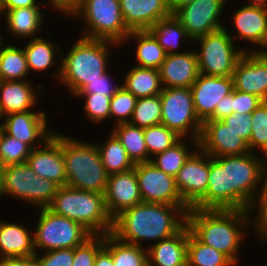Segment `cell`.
I'll use <instances>...</instances> for the list:
<instances>
[{"label":"cell","mask_w":267,"mask_h":266,"mask_svg":"<svg viewBox=\"0 0 267 266\" xmlns=\"http://www.w3.org/2000/svg\"><path fill=\"white\" fill-rule=\"evenodd\" d=\"M111 72L112 71L108 70L99 76L98 79L90 81L77 94L96 93L98 95L112 97L122 85L120 82L121 80L118 81L116 77H113L114 75H112Z\"/></svg>","instance_id":"bcb514c9"},{"label":"cell","mask_w":267,"mask_h":266,"mask_svg":"<svg viewBox=\"0 0 267 266\" xmlns=\"http://www.w3.org/2000/svg\"><path fill=\"white\" fill-rule=\"evenodd\" d=\"M94 266H114L111 252L105 246L97 252Z\"/></svg>","instance_id":"11a10c76"},{"label":"cell","mask_w":267,"mask_h":266,"mask_svg":"<svg viewBox=\"0 0 267 266\" xmlns=\"http://www.w3.org/2000/svg\"><path fill=\"white\" fill-rule=\"evenodd\" d=\"M45 2L48 9L56 11V15L71 19L83 7L85 0H45Z\"/></svg>","instance_id":"f907efd6"},{"label":"cell","mask_w":267,"mask_h":266,"mask_svg":"<svg viewBox=\"0 0 267 266\" xmlns=\"http://www.w3.org/2000/svg\"><path fill=\"white\" fill-rule=\"evenodd\" d=\"M27 163L37 176L47 178L59 187L66 186L61 132L55 131L42 146L32 149Z\"/></svg>","instance_id":"d6986e66"},{"label":"cell","mask_w":267,"mask_h":266,"mask_svg":"<svg viewBox=\"0 0 267 266\" xmlns=\"http://www.w3.org/2000/svg\"><path fill=\"white\" fill-rule=\"evenodd\" d=\"M266 175L267 158L261 154L210 156L206 194L192 208L251 211Z\"/></svg>","instance_id":"6da1fadb"},{"label":"cell","mask_w":267,"mask_h":266,"mask_svg":"<svg viewBox=\"0 0 267 266\" xmlns=\"http://www.w3.org/2000/svg\"><path fill=\"white\" fill-rule=\"evenodd\" d=\"M122 77L121 85L137 99L159 95L163 86L160 71L154 68H141L133 65Z\"/></svg>","instance_id":"4dcf8cb0"},{"label":"cell","mask_w":267,"mask_h":266,"mask_svg":"<svg viewBox=\"0 0 267 266\" xmlns=\"http://www.w3.org/2000/svg\"><path fill=\"white\" fill-rule=\"evenodd\" d=\"M195 0H167V6L171 14H175L180 8L194 2Z\"/></svg>","instance_id":"9f6ffc18"},{"label":"cell","mask_w":267,"mask_h":266,"mask_svg":"<svg viewBox=\"0 0 267 266\" xmlns=\"http://www.w3.org/2000/svg\"><path fill=\"white\" fill-rule=\"evenodd\" d=\"M135 173L143 202L187 205L177 190L175 178L157 168L151 161L135 164Z\"/></svg>","instance_id":"9a60e30c"},{"label":"cell","mask_w":267,"mask_h":266,"mask_svg":"<svg viewBox=\"0 0 267 266\" xmlns=\"http://www.w3.org/2000/svg\"><path fill=\"white\" fill-rule=\"evenodd\" d=\"M235 4V8L231 5V9H229L231 12L227 10L230 17L228 15L226 17L230 19L228 21L226 18L225 22L230 23H225L224 29L237 45L240 41L243 42V45L245 44V46L242 45L244 52H251L260 43L267 26V8ZM237 5L239 7H236Z\"/></svg>","instance_id":"4fadbf2b"},{"label":"cell","mask_w":267,"mask_h":266,"mask_svg":"<svg viewBox=\"0 0 267 266\" xmlns=\"http://www.w3.org/2000/svg\"><path fill=\"white\" fill-rule=\"evenodd\" d=\"M14 112L0 118V128L9 136L26 143L31 149L42 146L56 129L48 124V114L44 110Z\"/></svg>","instance_id":"5bb4252c"},{"label":"cell","mask_w":267,"mask_h":266,"mask_svg":"<svg viewBox=\"0 0 267 266\" xmlns=\"http://www.w3.org/2000/svg\"><path fill=\"white\" fill-rule=\"evenodd\" d=\"M144 139L148 151L149 162L155 155L172 147L181 139V137L160 123L144 128Z\"/></svg>","instance_id":"f35d334b"},{"label":"cell","mask_w":267,"mask_h":266,"mask_svg":"<svg viewBox=\"0 0 267 266\" xmlns=\"http://www.w3.org/2000/svg\"><path fill=\"white\" fill-rule=\"evenodd\" d=\"M233 113V91L223 97L218 103L214 110V113L208 118L211 120H222L226 116Z\"/></svg>","instance_id":"816d5d0a"},{"label":"cell","mask_w":267,"mask_h":266,"mask_svg":"<svg viewBox=\"0 0 267 266\" xmlns=\"http://www.w3.org/2000/svg\"><path fill=\"white\" fill-rule=\"evenodd\" d=\"M0 31H1V33H0V48H1V46L6 42V40L8 39V42H12V41H9L10 39L7 37V36H5V33L3 34L2 33V31H3V28H2V24L0 23ZM6 39H5V38Z\"/></svg>","instance_id":"91938a15"},{"label":"cell","mask_w":267,"mask_h":266,"mask_svg":"<svg viewBox=\"0 0 267 266\" xmlns=\"http://www.w3.org/2000/svg\"><path fill=\"white\" fill-rule=\"evenodd\" d=\"M4 198L3 183H2V167L0 166V199Z\"/></svg>","instance_id":"94428289"},{"label":"cell","mask_w":267,"mask_h":266,"mask_svg":"<svg viewBox=\"0 0 267 266\" xmlns=\"http://www.w3.org/2000/svg\"><path fill=\"white\" fill-rule=\"evenodd\" d=\"M46 34V37L40 36L26 40L25 44L23 45L21 43V45L23 46L26 54L31 77L35 74V72L36 74L39 73V75L43 73L44 75L50 73L48 74L49 77L53 78V80L57 83L61 74V50L63 48L61 47L60 42L57 43L51 40V32L49 33V31H47Z\"/></svg>","instance_id":"ffe728a7"},{"label":"cell","mask_w":267,"mask_h":266,"mask_svg":"<svg viewBox=\"0 0 267 266\" xmlns=\"http://www.w3.org/2000/svg\"><path fill=\"white\" fill-rule=\"evenodd\" d=\"M188 226L147 248L148 266H187Z\"/></svg>","instance_id":"83f0119b"},{"label":"cell","mask_w":267,"mask_h":266,"mask_svg":"<svg viewBox=\"0 0 267 266\" xmlns=\"http://www.w3.org/2000/svg\"><path fill=\"white\" fill-rule=\"evenodd\" d=\"M261 102L262 100L253 94L233 89V112L235 113H252Z\"/></svg>","instance_id":"681fc988"},{"label":"cell","mask_w":267,"mask_h":266,"mask_svg":"<svg viewBox=\"0 0 267 266\" xmlns=\"http://www.w3.org/2000/svg\"><path fill=\"white\" fill-rule=\"evenodd\" d=\"M137 98L123 86L111 97L110 122L112 126L120 123H128L133 115Z\"/></svg>","instance_id":"7bdbcfd3"},{"label":"cell","mask_w":267,"mask_h":266,"mask_svg":"<svg viewBox=\"0 0 267 266\" xmlns=\"http://www.w3.org/2000/svg\"><path fill=\"white\" fill-rule=\"evenodd\" d=\"M34 257L37 266H72L74 248L39 252Z\"/></svg>","instance_id":"7dc6e473"},{"label":"cell","mask_w":267,"mask_h":266,"mask_svg":"<svg viewBox=\"0 0 267 266\" xmlns=\"http://www.w3.org/2000/svg\"><path fill=\"white\" fill-rule=\"evenodd\" d=\"M190 88L197 117L204 122L214 113L217 103L233 91V78L199 73Z\"/></svg>","instance_id":"603a6c76"},{"label":"cell","mask_w":267,"mask_h":266,"mask_svg":"<svg viewBox=\"0 0 267 266\" xmlns=\"http://www.w3.org/2000/svg\"><path fill=\"white\" fill-rule=\"evenodd\" d=\"M225 5L229 4L232 5L235 0H221Z\"/></svg>","instance_id":"6125c7cd"},{"label":"cell","mask_w":267,"mask_h":266,"mask_svg":"<svg viewBox=\"0 0 267 266\" xmlns=\"http://www.w3.org/2000/svg\"><path fill=\"white\" fill-rule=\"evenodd\" d=\"M189 209L188 205L142 202L113 219L112 234L123 242L148 248L176 234L186 224Z\"/></svg>","instance_id":"3957f363"},{"label":"cell","mask_w":267,"mask_h":266,"mask_svg":"<svg viewBox=\"0 0 267 266\" xmlns=\"http://www.w3.org/2000/svg\"><path fill=\"white\" fill-rule=\"evenodd\" d=\"M252 230L255 242L267 245V175L265 177L259 197L251 209ZM263 243V244H262Z\"/></svg>","instance_id":"ee69618b"},{"label":"cell","mask_w":267,"mask_h":266,"mask_svg":"<svg viewBox=\"0 0 267 266\" xmlns=\"http://www.w3.org/2000/svg\"><path fill=\"white\" fill-rule=\"evenodd\" d=\"M48 209L80 223L93 235L112 233L113 219L107 211L104 194L61 186Z\"/></svg>","instance_id":"8992f818"},{"label":"cell","mask_w":267,"mask_h":266,"mask_svg":"<svg viewBox=\"0 0 267 266\" xmlns=\"http://www.w3.org/2000/svg\"><path fill=\"white\" fill-rule=\"evenodd\" d=\"M210 173V155L199 147L188 157L175 177L182 200L191 208L205 194Z\"/></svg>","instance_id":"2e32d148"},{"label":"cell","mask_w":267,"mask_h":266,"mask_svg":"<svg viewBox=\"0 0 267 266\" xmlns=\"http://www.w3.org/2000/svg\"><path fill=\"white\" fill-rule=\"evenodd\" d=\"M74 40L66 53L61 51V74L58 80V84L64 85L72 98L90 81L111 69L109 62L112 63L110 57H114V48L123 49L120 44L109 40L82 36Z\"/></svg>","instance_id":"277c9868"},{"label":"cell","mask_w":267,"mask_h":266,"mask_svg":"<svg viewBox=\"0 0 267 266\" xmlns=\"http://www.w3.org/2000/svg\"><path fill=\"white\" fill-rule=\"evenodd\" d=\"M253 54L267 56V26L260 43L251 51Z\"/></svg>","instance_id":"6f0895ef"},{"label":"cell","mask_w":267,"mask_h":266,"mask_svg":"<svg viewBox=\"0 0 267 266\" xmlns=\"http://www.w3.org/2000/svg\"><path fill=\"white\" fill-rule=\"evenodd\" d=\"M36 210L34 219L38 218L32 229L36 253L75 248L93 235L80 223L56 215L48 208Z\"/></svg>","instance_id":"9c48e42d"},{"label":"cell","mask_w":267,"mask_h":266,"mask_svg":"<svg viewBox=\"0 0 267 266\" xmlns=\"http://www.w3.org/2000/svg\"><path fill=\"white\" fill-rule=\"evenodd\" d=\"M181 54H167L159 71L163 88H190L199 75L195 49Z\"/></svg>","instance_id":"d4e9b609"},{"label":"cell","mask_w":267,"mask_h":266,"mask_svg":"<svg viewBox=\"0 0 267 266\" xmlns=\"http://www.w3.org/2000/svg\"><path fill=\"white\" fill-rule=\"evenodd\" d=\"M240 1L241 0H238L235 2H240ZM243 4L248 5V6H258V7L267 8V0H245Z\"/></svg>","instance_id":"680465c9"},{"label":"cell","mask_w":267,"mask_h":266,"mask_svg":"<svg viewBox=\"0 0 267 266\" xmlns=\"http://www.w3.org/2000/svg\"><path fill=\"white\" fill-rule=\"evenodd\" d=\"M5 42L0 48V80H31L23 46ZM19 46V47H18Z\"/></svg>","instance_id":"1f68e13d"},{"label":"cell","mask_w":267,"mask_h":266,"mask_svg":"<svg viewBox=\"0 0 267 266\" xmlns=\"http://www.w3.org/2000/svg\"><path fill=\"white\" fill-rule=\"evenodd\" d=\"M198 147L213 158L250 152L248 143L222 120L207 119L202 123Z\"/></svg>","instance_id":"e0dca14e"},{"label":"cell","mask_w":267,"mask_h":266,"mask_svg":"<svg viewBox=\"0 0 267 266\" xmlns=\"http://www.w3.org/2000/svg\"><path fill=\"white\" fill-rule=\"evenodd\" d=\"M125 25L130 31L149 30L170 15L167 0H119Z\"/></svg>","instance_id":"484cf974"},{"label":"cell","mask_w":267,"mask_h":266,"mask_svg":"<svg viewBox=\"0 0 267 266\" xmlns=\"http://www.w3.org/2000/svg\"><path fill=\"white\" fill-rule=\"evenodd\" d=\"M35 257H6L0 259V266H35Z\"/></svg>","instance_id":"db71d44e"},{"label":"cell","mask_w":267,"mask_h":266,"mask_svg":"<svg viewBox=\"0 0 267 266\" xmlns=\"http://www.w3.org/2000/svg\"><path fill=\"white\" fill-rule=\"evenodd\" d=\"M44 1V0H43ZM42 0H3L0 10H12L23 7H47Z\"/></svg>","instance_id":"f5cc1de1"},{"label":"cell","mask_w":267,"mask_h":266,"mask_svg":"<svg viewBox=\"0 0 267 266\" xmlns=\"http://www.w3.org/2000/svg\"><path fill=\"white\" fill-rule=\"evenodd\" d=\"M228 6L230 7L221 0H195L180 8L174 15L181 22L187 35L195 40L224 28L227 15L225 11Z\"/></svg>","instance_id":"7c38bea8"},{"label":"cell","mask_w":267,"mask_h":266,"mask_svg":"<svg viewBox=\"0 0 267 266\" xmlns=\"http://www.w3.org/2000/svg\"><path fill=\"white\" fill-rule=\"evenodd\" d=\"M222 121L239 137L243 138L247 143L249 142L252 133L251 113L233 112L223 118Z\"/></svg>","instance_id":"c3c4849f"},{"label":"cell","mask_w":267,"mask_h":266,"mask_svg":"<svg viewBox=\"0 0 267 266\" xmlns=\"http://www.w3.org/2000/svg\"><path fill=\"white\" fill-rule=\"evenodd\" d=\"M104 198L112 219L122 211L142 203L135 167L125 172L110 174Z\"/></svg>","instance_id":"44dd1931"},{"label":"cell","mask_w":267,"mask_h":266,"mask_svg":"<svg viewBox=\"0 0 267 266\" xmlns=\"http://www.w3.org/2000/svg\"><path fill=\"white\" fill-rule=\"evenodd\" d=\"M234 89L267 101V56L244 52L232 74Z\"/></svg>","instance_id":"ac0fdd59"},{"label":"cell","mask_w":267,"mask_h":266,"mask_svg":"<svg viewBox=\"0 0 267 266\" xmlns=\"http://www.w3.org/2000/svg\"><path fill=\"white\" fill-rule=\"evenodd\" d=\"M197 148L198 140L181 138L172 147L152 157L150 161L157 168L175 178L184 162Z\"/></svg>","instance_id":"d6a6232c"},{"label":"cell","mask_w":267,"mask_h":266,"mask_svg":"<svg viewBox=\"0 0 267 266\" xmlns=\"http://www.w3.org/2000/svg\"><path fill=\"white\" fill-rule=\"evenodd\" d=\"M76 98L83 100V110L85 113V120L88 119V123L93 125L102 126V124L108 121L110 123V101L111 97L105 95L94 94H76L73 99ZM83 98V99H82ZM85 100V101H84Z\"/></svg>","instance_id":"ab89813d"},{"label":"cell","mask_w":267,"mask_h":266,"mask_svg":"<svg viewBox=\"0 0 267 266\" xmlns=\"http://www.w3.org/2000/svg\"><path fill=\"white\" fill-rule=\"evenodd\" d=\"M32 80H0V118L14 112L36 110L44 85ZM35 84V86H34ZM44 87V88H43ZM41 91V92H40Z\"/></svg>","instance_id":"cb8c5ba5"},{"label":"cell","mask_w":267,"mask_h":266,"mask_svg":"<svg viewBox=\"0 0 267 266\" xmlns=\"http://www.w3.org/2000/svg\"><path fill=\"white\" fill-rule=\"evenodd\" d=\"M252 133L248 142L250 152L258 153L267 158V101L251 113Z\"/></svg>","instance_id":"60d3db41"},{"label":"cell","mask_w":267,"mask_h":266,"mask_svg":"<svg viewBox=\"0 0 267 266\" xmlns=\"http://www.w3.org/2000/svg\"><path fill=\"white\" fill-rule=\"evenodd\" d=\"M192 45L198 47L194 49L199 73L208 76L231 77L244 53L242 44L237 45L224 28L196 38Z\"/></svg>","instance_id":"30bf717a"},{"label":"cell","mask_w":267,"mask_h":266,"mask_svg":"<svg viewBox=\"0 0 267 266\" xmlns=\"http://www.w3.org/2000/svg\"><path fill=\"white\" fill-rule=\"evenodd\" d=\"M161 99V124L181 138L199 141L202 121L197 117L191 88H163Z\"/></svg>","instance_id":"8fae6325"},{"label":"cell","mask_w":267,"mask_h":266,"mask_svg":"<svg viewBox=\"0 0 267 266\" xmlns=\"http://www.w3.org/2000/svg\"><path fill=\"white\" fill-rule=\"evenodd\" d=\"M149 31L154 35L159 45L167 54H181L187 51L189 46H193V40L187 35L186 30L174 14L161 18ZM185 41L186 43L190 42V45L187 46L185 43L184 50L182 44Z\"/></svg>","instance_id":"f546056e"},{"label":"cell","mask_w":267,"mask_h":266,"mask_svg":"<svg viewBox=\"0 0 267 266\" xmlns=\"http://www.w3.org/2000/svg\"><path fill=\"white\" fill-rule=\"evenodd\" d=\"M109 131L118 138L134 164L148 162L143 128L128 122L116 124Z\"/></svg>","instance_id":"d590c367"},{"label":"cell","mask_w":267,"mask_h":266,"mask_svg":"<svg viewBox=\"0 0 267 266\" xmlns=\"http://www.w3.org/2000/svg\"><path fill=\"white\" fill-rule=\"evenodd\" d=\"M79 19L80 36L124 43L130 30L125 25L119 0H85L71 20ZM82 22V23H81Z\"/></svg>","instance_id":"52a82bcc"},{"label":"cell","mask_w":267,"mask_h":266,"mask_svg":"<svg viewBox=\"0 0 267 266\" xmlns=\"http://www.w3.org/2000/svg\"><path fill=\"white\" fill-rule=\"evenodd\" d=\"M190 232L203 244L226 255L239 266L241 248L253 237L250 210L190 208L186 215ZM250 234V235H248ZM248 236V237H247ZM247 238V239H246ZM242 266V264L240 265Z\"/></svg>","instance_id":"7a4b0ae2"},{"label":"cell","mask_w":267,"mask_h":266,"mask_svg":"<svg viewBox=\"0 0 267 266\" xmlns=\"http://www.w3.org/2000/svg\"><path fill=\"white\" fill-rule=\"evenodd\" d=\"M108 132L110 134L106 137L107 139L105 138L100 142L95 141L106 172L110 175L131 170L135 164L129 158L118 138L111 131Z\"/></svg>","instance_id":"836d02e7"},{"label":"cell","mask_w":267,"mask_h":266,"mask_svg":"<svg viewBox=\"0 0 267 266\" xmlns=\"http://www.w3.org/2000/svg\"><path fill=\"white\" fill-rule=\"evenodd\" d=\"M160 94L145 98H138L130 124L140 128H147L161 123Z\"/></svg>","instance_id":"74e56055"},{"label":"cell","mask_w":267,"mask_h":266,"mask_svg":"<svg viewBox=\"0 0 267 266\" xmlns=\"http://www.w3.org/2000/svg\"><path fill=\"white\" fill-rule=\"evenodd\" d=\"M104 246V235H92L74 248L72 266H94L97 252Z\"/></svg>","instance_id":"f6af8a7d"},{"label":"cell","mask_w":267,"mask_h":266,"mask_svg":"<svg viewBox=\"0 0 267 266\" xmlns=\"http://www.w3.org/2000/svg\"><path fill=\"white\" fill-rule=\"evenodd\" d=\"M61 148L66 186L104 194L109 174L101 162L96 143L61 133Z\"/></svg>","instance_id":"5b68a950"},{"label":"cell","mask_w":267,"mask_h":266,"mask_svg":"<svg viewBox=\"0 0 267 266\" xmlns=\"http://www.w3.org/2000/svg\"><path fill=\"white\" fill-rule=\"evenodd\" d=\"M4 198L30 205L33 209L48 208L59 186L47 178H41L30 165L19 163L2 167Z\"/></svg>","instance_id":"ba28073f"},{"label":"cell","mask_w":267,"mask_h":266,"mask_svg":"<svg viewBox=\"0 0 267 266\" xmlns=\"http://www.w3.org/2000/svg\"><path fill=\"white\" fill-rule=\"evenodd\" d=\"M128 42L135 46L132 45L135 49L133 56L136 61L133 65L141 68L160 69L167 53L149 30L131 31L121 47L129 44Z\"/></svg>","instance_id":"f1b7e54d"},{"label":"cell","mask_w":267,"mask_h":266,"mask_svg":"<svg viewBox=\"0 0 267 266\" xmlns=\"http://www.w3.org/2000/svg\"><path fill=\"white\" fill-rule=\"evenodd\" d=\"M104 246L111 252L114 266H148L146 247L123 242L112 233L104 235Z\"/></svg>","instance_id":"e575fe53"},{"label":"cell","mask_w":267,"mask_h":266,"mask_svg":"<svg viewBox=\"0 0 267 266\" xmlns=\"http://www.w3.org/2000/svg\"><path fill=\"white\" fill-rule=\"evenodd\" d=\"M31 148L26 144L5 134L0 129V166L5 167L25 163L31 153Z\"/></svg>","instance_id":"b9f144b4"},{"label":"cell","mask_w":267,"mask_h":266,"mask_svg":"<svg viewBox=\"0 0 267 266\" xmlns=\"http://www.w3.org/2000/svg\"><path fill=\"white\" fill-rule=\"evenodd\" d=\"M47 7H23L12 10H0V23H4L3 31H7L10 39L18 38L16 41L30 40L46 34V18L44 17ZM44 9V11H43ZM45 28V30H43ZM7 29V30H6ZM42 31H45L43 33ZM20 38V39H19Z\"/></svg>","instance_id":"7402d4cb"},{"label":"cell","mask_w":267,"mask_h":266,"mask_svg":"<svg viewBox=\"0 0 267 266\" xmlns=\"http://www.w3.org/2000/svg\"><path fill=\"white\" fill-rule=\"evenodd\" d=\"M11 221V222H10ZM0 219V259L6 257H34L33 228L13 222L12 220ZM28 226V227H27Z\"/></svg>","instance_id":"4316f807"},{"label":"cell","mask_w":267,"mask_h":266,"mask_svg":"<svg viewBox=\"0 0 267 266\" xmlns=\"http://www.w3.org/2000/svg\"><path fill=\"white\" fill-rule=\"evenodd\" d=\"M187 266H236L226 255L201 243L188 228Z\"/></svg>","instance_id":"8d00e7d4"}]
</instances>
